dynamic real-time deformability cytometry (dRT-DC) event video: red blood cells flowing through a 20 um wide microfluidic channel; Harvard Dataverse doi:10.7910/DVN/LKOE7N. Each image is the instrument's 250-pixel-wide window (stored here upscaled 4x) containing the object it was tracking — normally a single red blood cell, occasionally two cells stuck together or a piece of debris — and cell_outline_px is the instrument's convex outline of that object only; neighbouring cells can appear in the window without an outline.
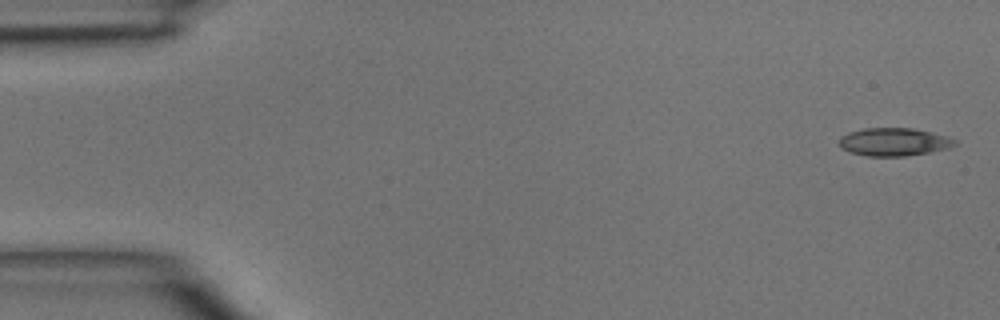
{"species": "common noctule bat (a hibernating species)", "species_latin": "Nyctalus noctula", "temperature_condition": "room temperature", "stored_images_in_passage": 46, "segment_of_instrument_passage": [1, 2], "camera_frame_rate_fps": 3000, "um_per_image_px": 0.085, "animal": {"sex": "male", "body_mass_g": 15.6}, "frame": {"image": 1, "passage_image": 1, "time_ms": 0.0, "image_size_px": [1000, 320], "cell_outline_px": [[956, 144], [948, 148], [928, 152], [904, 156], [868, 156], [852, 152], [840, 148], [840, 136], [848, 132], [864, 128], [912, 128], [948, 136], [956, 140]], "centroid_in_image_um": [75.97, 12.05], "position_along_channel_um": 9.0, "area_um2": 18.73}}
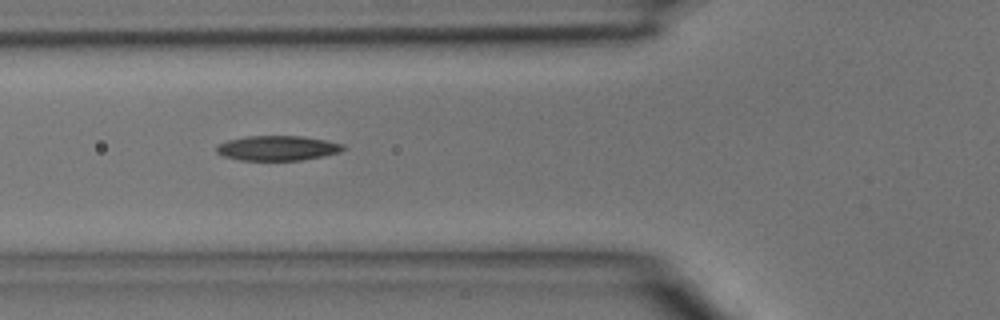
{"frame": {"image": 2, "passage_image": 16, "time_ms": 5.0, "image_size_px": [1000, 320], "cell_outline_px": [[348, 148], [340, 152], [324, 156], [300, 160], [240, 160], [224, 156], [216, 152], [216, 144], [228, 140], [244, 136], [304, 136], [328, 140], [344, 144]], "centroid_in_image_um": [23.62, 12.58], "position_along_channel_um": 102.2, "area_um2": 18.61}}
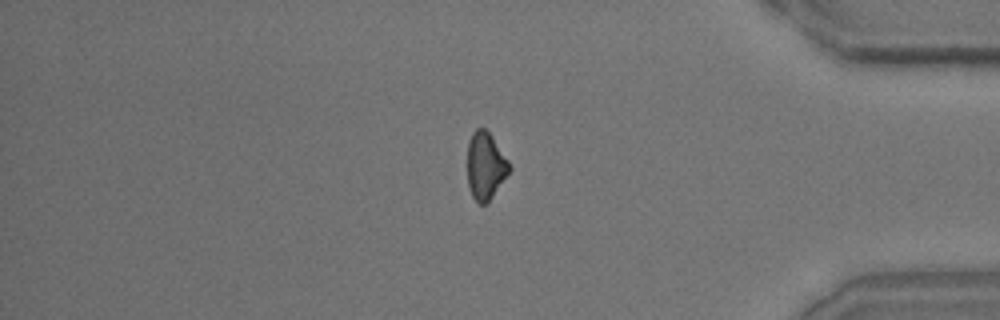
{"frame": {"image": 3, "passage_image": 38, "time_ms": 12.333, "image_size_px": [1000, 320], "cell_outline_px": [[512, 168], [492, 196], [484, 204], [480, 204], [472, 196], [468, 184], [468, 144], [472, 132], [476, 128], [484, 128], [492, 136], [508, 160]], "centroid_in_image_um": [41.26, 14.07], "position_along_channel_um": 393.9, "area_um2": 16.18}}